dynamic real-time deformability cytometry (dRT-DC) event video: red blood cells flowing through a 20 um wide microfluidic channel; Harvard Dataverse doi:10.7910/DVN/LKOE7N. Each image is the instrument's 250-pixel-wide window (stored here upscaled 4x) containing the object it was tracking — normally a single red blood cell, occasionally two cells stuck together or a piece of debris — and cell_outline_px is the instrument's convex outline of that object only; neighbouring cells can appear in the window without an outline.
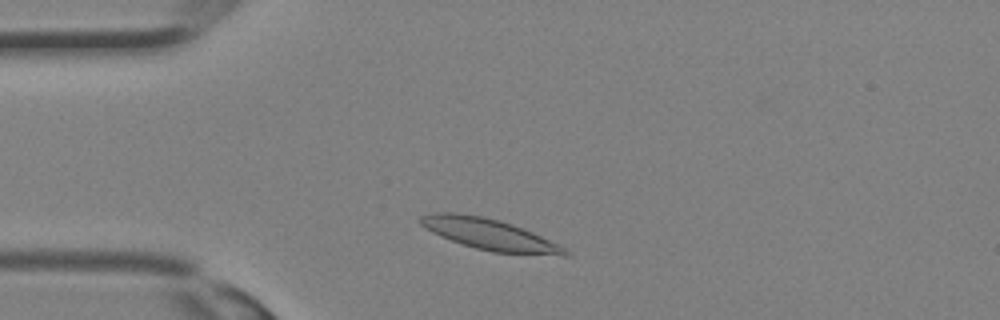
{"species": "Egyptian fruit bat (a non-hibernating species)", "species_latin": "Rousettus aegyptiacus", "temperature_condition": "room temperature", "stored_images_in_passage": 27, "camera_frame_rate_fps": 3000, "um_per_image_px": 0.085, "animal": {"sex": "female"}, "frame": {"image": 1, "passage_image": 2, "time_ms": 0.333, "image_size_px": [1000, 320], "cell_outline_px": [[572, 252], [568, 256], [564, 256], [492, 252], [476, 248], [440, 236], [424, 228], [416, 220], [420, 216], [432, 212], [456, 212], [484, 216], [500, 220], [512, 224], [532, 232]], "centroid_in_image_um": [41.55, 19.9], "position_along_channel_um": 43.4, "area_um2": 26.24}}
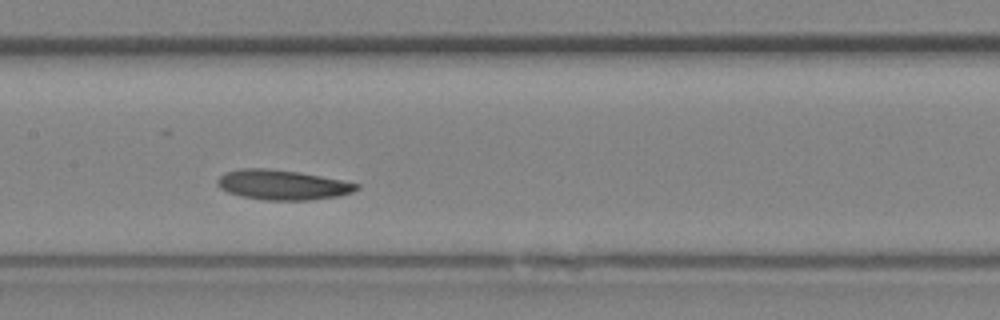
{"frame": {"image": 2, "passage_image": 10, "time_ms": 3.0, "image_size_px": [1000, 320], "cell_outline_px": [[360, 188], [352, 192], [340, 196], [308, 200], [264, 200], [240, 196], [228, 192], [220, 188], [216, 184], [216, 180], [224, 172], [240, 168], [264, 168], [296, 172], [320, 176], [360, 184]], "centroid_in_image_um": [23.97, 15.71], "position_along_channel_um": 183.4, "area_um2": 24.22}}
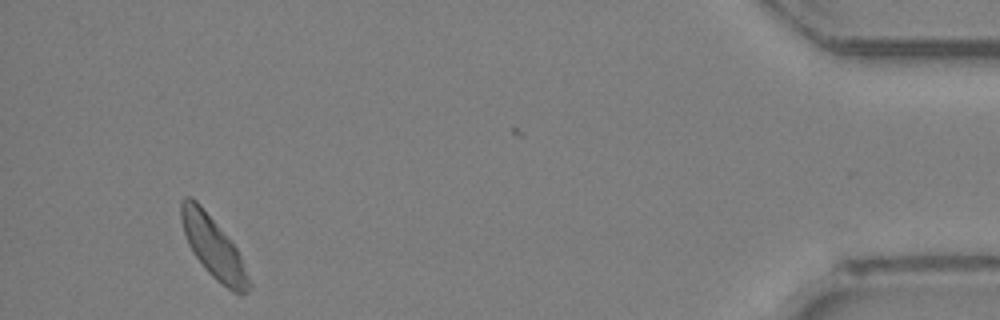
{"frame": {"image": 3, "passage_image": 25, "time_ms": 8.0, "image_size_px": [1000, 320], "cell_outline_px": [[252, 284], [248, 292], [240, 296], [216, 280], [208, 272], [192, 252], [188, 244], [184, 232], [180, 216], [180, 200], [184, 196], [192, 196], [200, 204], [236, 248]], "centroid_in_image_um": [18.11, 21.01], "position_along_channel_um": 417.1, "area_um2": 23.87}}